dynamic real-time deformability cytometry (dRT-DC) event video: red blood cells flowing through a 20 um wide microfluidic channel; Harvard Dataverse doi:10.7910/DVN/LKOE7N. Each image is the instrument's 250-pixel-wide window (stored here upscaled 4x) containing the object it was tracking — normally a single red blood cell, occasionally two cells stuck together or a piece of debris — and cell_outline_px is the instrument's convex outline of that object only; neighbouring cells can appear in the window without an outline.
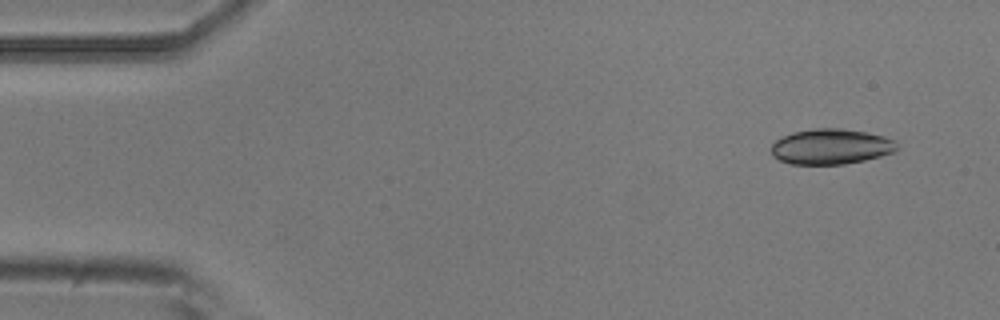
{"species": "common noctule bat (a hibernating species)", "species_latin": "Nyctalus noctula", "temperature_condition": "room temperature", "stored_images_in_passage": 7, "camera_frame_rate_fps": 3000, "um_per_image_px": 0.085, "animal": {"sex": "male", "body_mass_g": 20.5, "forearm_length_mm": 52.5}, "frame": {"image": 1, "passage_image": 1, "time_ms": 0.0, "image_size_px": [1000, 320], "cell_outline_px": [[900, 148], [896, 152], [864, 160], [844, 164], [792, 164], [780, 160], [772, 156], [772, 144], [776, 140], [792, 132], [816, 128], [840, 128], [864, 132], [884, 136], [896, 140], [900, 144]], "centroid_in_image_um": [70.69, 12.46], "position_along_channel_um": 14.3, "area_um2": 26.07}}
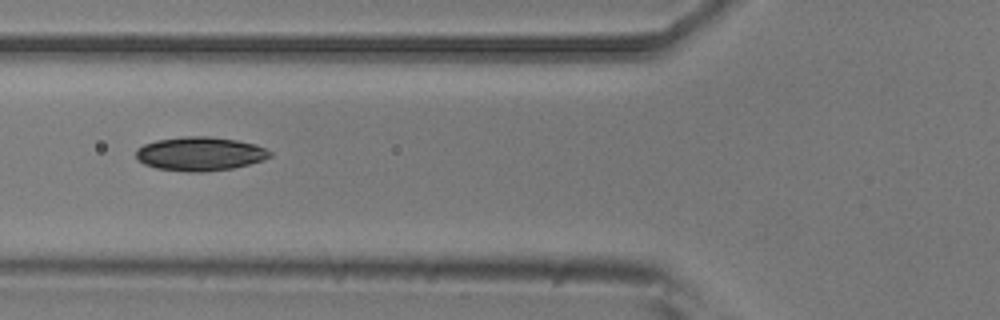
{"frame": {"image": 2, "passage_image": 5, "time_ms": 5.333, "image_size_px": [1000, 320], "cell_outline_px": [[272, 156], [264, 160], [232, 168], [200, 172], [188, 172], [156, 168], [144, 164], [136, 156], [136, 148], [144, 144], [156, 140], [184, 136], [208, 136], [236, 140], [256, 144], [272, 152]], "centroid_in_image_um": [17.0, 13.07], "position_along_channel_um": 108.8, "area_um2": 26.41}}
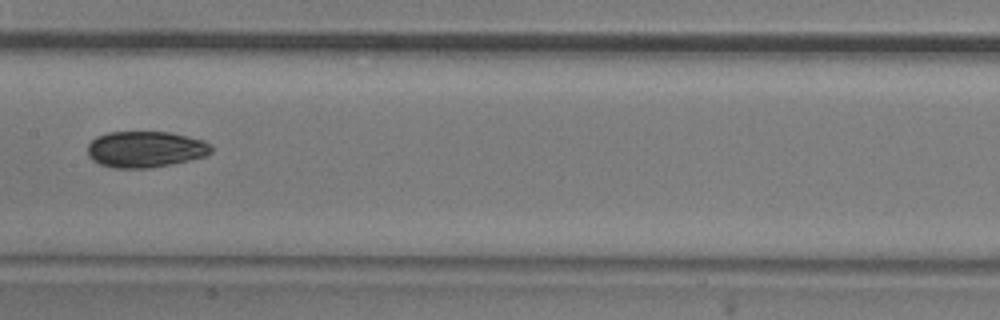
{"frame": {"image": 3, "passage_image": 7, "time_ms": 7.667, "image_size_px": [1000, 320], "cell_outline_px": [[212, 152], [204, 156], [172, 164], [148, 168], [116, 168], [100, 164], [92, 160], [88, 156], [88, 144], [96, 136], [108, 132], [172, 132], [204, 140], [212, 144]], "centroid_in_image_um": [12.37, 12.68], "position_along_channel_um": 195.0, "area_um2": 26.24}}